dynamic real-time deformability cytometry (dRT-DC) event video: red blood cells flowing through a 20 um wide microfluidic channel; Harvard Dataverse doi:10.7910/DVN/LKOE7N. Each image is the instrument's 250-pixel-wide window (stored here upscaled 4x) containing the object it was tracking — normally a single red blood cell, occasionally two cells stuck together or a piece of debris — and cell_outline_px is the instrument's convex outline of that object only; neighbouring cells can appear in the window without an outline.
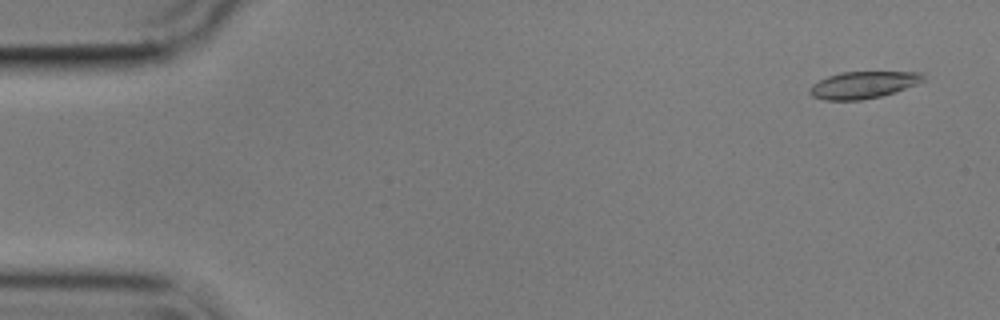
{"species": "common noctule bat (a hibernating species)", "species_latin": "Nyctalus noctula", "temperature_condition": "cold", "stored_images_in_passage": 56, "camera_frame_rate_fps": 3000, "um_per_image_px": 0.085, "animal": {"sex": "male", "body_mass_g": 17.9}, "frame": {"image": 1, "passage_image": 3, "time_ms": 0.667, "image_size_px": [1000, 320], "cell_outline_px": [[924, 80], [916, 84], [896, 92], [880, 96], [860, 100], [824, 100], [812, 96], [808, 92], [812, 84], [828, 76], [840, 72], [924, 72]], "centroid_in_image_um": [73.36, 7.21], "position_along_channel_um": 11.6, "area_um2": 17.8}}
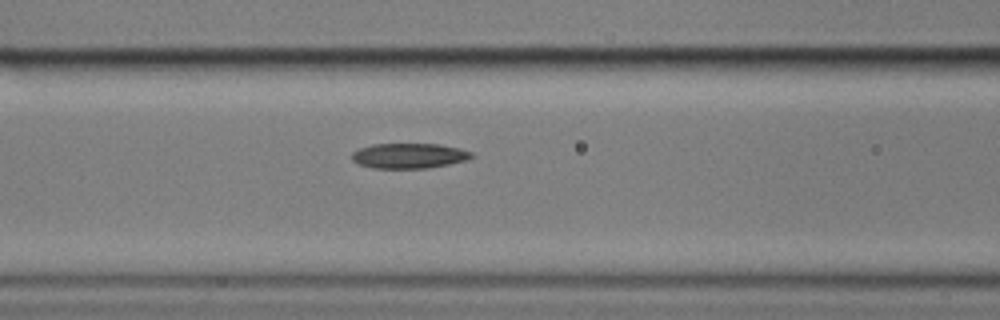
{"frame": {"image": 2, "passage_image": 23, "time_ms": 7.333, "image_size_px": [1000, 320], "cell_outline_px": [[476, 156], [468, 160], [428, 168], [372, 168], [356, 164], [352, 160], [352, 152], [360, 148], [372, 144], [440, 144], [460, 148], [472, 152]], "centroid_in_image_um": [34.78, 13.24], "position_along_channel_um": 131.8, "area_um2": 17.74}}
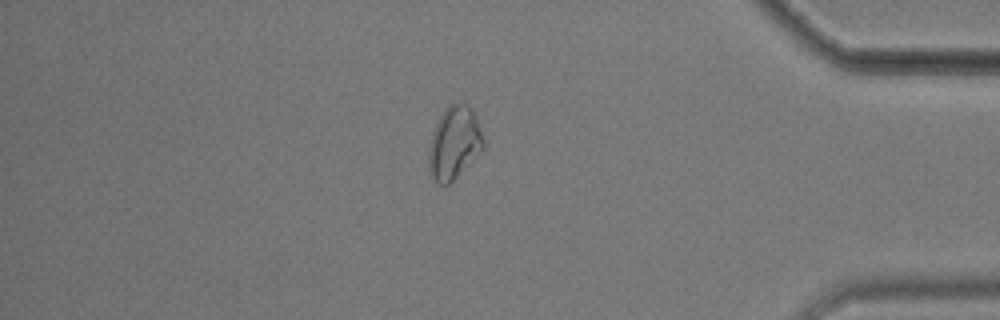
{"frame": {"image": 3, "passage_image": 48, "time_ms": 15.667, "image_size_px": [1000, 320], "cell_outline_px": [[484, 148], [448, 184], [440, 184], [432, 180], [428, 172], [428, 148], [432, 132], [440, 116], [448, 104], [464, 100], [472, 108], [480, 128], [484, 140]], "centroid_in_image_um": [38.58, 12.1], "position_along_channel_um": 396.6, "area_um2": 23.35}, "authors_computed_cell_mechanics": {"area_um2": 18.207, "velocity_mm_per_s": 3.5587, "shape_relaxation_time_tau1_ms": 4.9849, "shape_relaxation_time_tau2_ms": null, "deformation_change_tau1": 0.1201, "deformation_change_tau2": null}}